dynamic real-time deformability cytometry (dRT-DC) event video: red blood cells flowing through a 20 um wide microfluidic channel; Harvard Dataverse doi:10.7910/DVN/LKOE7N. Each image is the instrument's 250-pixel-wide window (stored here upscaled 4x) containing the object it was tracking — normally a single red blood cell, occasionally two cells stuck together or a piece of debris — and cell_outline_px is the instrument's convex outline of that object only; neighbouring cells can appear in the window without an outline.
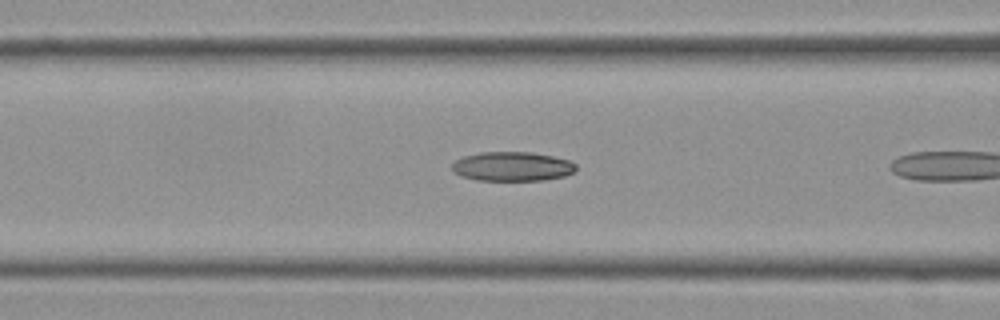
{"species": "Egyptian fruit bat (a non-hibernating species)", "species_latin": "Rousettus aegyptiacus", "temperature_condition": "cold", "stored_images_in_passage": 6, "camera_frame_rate_fps": 3000, "um_per_image_px": 0.085, "frame": {"image": 1, "passage_image": 4, "time_ms": 1.0, "image_size_px": [1000, 320], "cell_outline_px": [[576, 168], [572, 172], [564, 176], [544, 180], [476, 180], [460, 176], [452, 172], [452, 164], [456, 160], [464, 156], [480, 152], [532, 152], [572, 160], [576, 164]], "centroid_in_image_um": [43.53, 14.14], "position_along_channel_um": 123.1, "area_um2": 21.27}}